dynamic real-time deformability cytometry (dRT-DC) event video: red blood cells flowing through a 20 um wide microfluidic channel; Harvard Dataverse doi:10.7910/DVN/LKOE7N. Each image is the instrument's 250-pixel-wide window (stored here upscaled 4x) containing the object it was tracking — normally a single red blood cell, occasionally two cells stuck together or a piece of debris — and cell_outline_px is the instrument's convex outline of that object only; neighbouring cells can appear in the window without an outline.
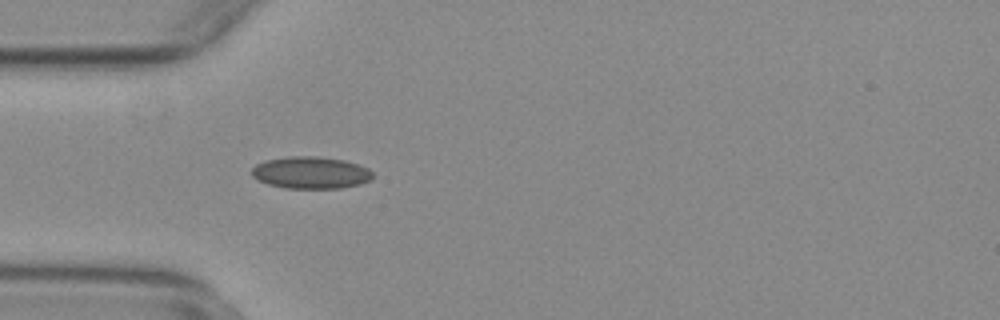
{"species": "common noctule bat (a hibernating species)", "species_latin": "Nyctalus noctula", "temperature_condition": "warm", "stored_images_in_passage": 53, "camera_frame_rate_fps": 3000, "um_per_image_px": 0.085, "animal": {"sex": "female", "body_mass_g": 29.2, "forearm_length_mm": 56.3}, "frame": {"image": 1, "passage_image": 15, "time_ms": 4.667, "image_size_px": [1000, 320], "cell_outline_px": [[372, 176], [368, 180], [360, 184], [344, 188], [284, 188], [268, 184], [252, 176], [252, 168], [256, 164], [268, 160], [288, 156], [320, 156], [344, 160], [368, 168], [372, 172]], "centroid_in_image_um": [26.41, 14.67], "position_along_channel_um": 58.6, "area_um2": 22.48}}
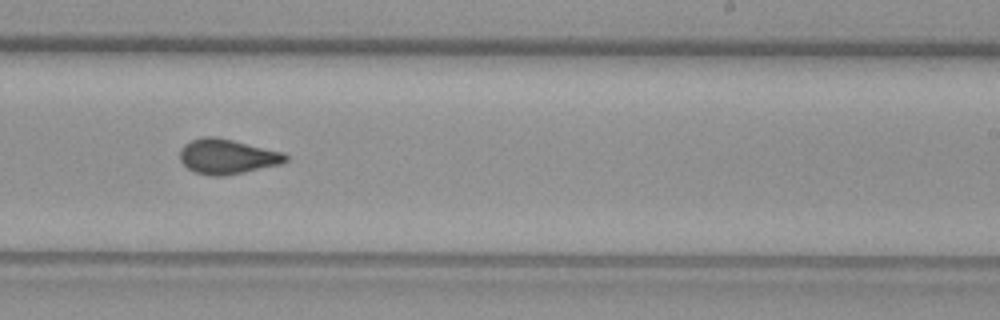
{"frame": {"image": 2, "passage_image": 32, "time_ms": 10.333, "image_size_px": [1000, 320], "cell_outline_px": [[288, 160], [280, 164], [244, 172], [224, 176], [212, 176], [196, 172], [188, 168], [180, 160], [180, 148], [184, 144], [192, 140], [204, 136], [212, 136], [232, 140], [284, 152], [288, 156]], "centroid_in_image_um": [19.31, 13.3], "position_along_channel_um": 269.7, "area_um2": 21.39}}
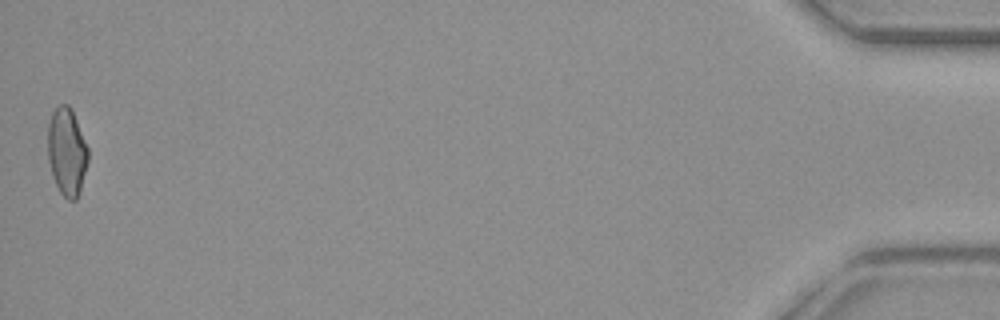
{"frame": {"image": 3, "passage_image": 53, "time_ms": 17.333, "image_size_px": [1000, 320], "cell_outline_px": [[88, 160], [80, 192], [76, 200], [68, 200], [60, 192], [52, 176], [48, 160], [48, 124], [52, 112], [60, 104], [68, 104], [72, 108], [88, 148]], "centroid_in_image_um": [5.68, 12.89], "position_along_channel_um": 429.5, "area_um2": 20.69}, "authors_computed_cell_mechanics": {"area_um2": 21.0392, "velocity_mm_per_s": 3.766, "shape_relaxation_time_tau1_ms": null, "shape_relaxation_time_tau2_ms": 0.9312, "deformation_change_tau1": null, "deformation_change_tau2": 0.0641}}